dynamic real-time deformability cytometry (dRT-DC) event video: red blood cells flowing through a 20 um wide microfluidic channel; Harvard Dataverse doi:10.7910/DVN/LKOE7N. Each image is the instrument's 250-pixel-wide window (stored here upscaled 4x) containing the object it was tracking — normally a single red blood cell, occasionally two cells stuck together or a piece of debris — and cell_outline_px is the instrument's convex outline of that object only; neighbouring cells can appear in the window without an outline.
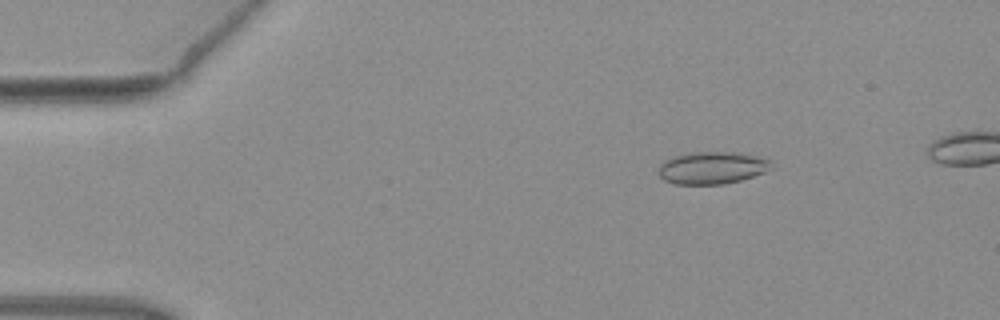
{"species": "common noctule bat (a hibernating species)", "species_latin": "Nyctalus noctula", "temperature_condition": "warm", "stored_images_in_passage": 6, "camera_frame_rate_fps": 3000, "um_per_image_px": 0.085, "animal": {"sex": "female", "body_mass_g": 19.3, "forearm_length_mm": 54.1}, "frame": {"image": 1, "passage_image": 3, "time_ms": 0.667, "image_size_px": [1000, 320], "cell_outline_px": [[772, 168], [764, 172], [740, 180], [724, 184], [676, 184], [664, 180], [656, 172], [660, 164], [664, 160], [688, 152], [732, 152], [756, 156], [772, 160]], "centroid_in_image_um": [60.5, 14.26], "position_along_channel_um": 24.5, "area_um2": 21.27}}